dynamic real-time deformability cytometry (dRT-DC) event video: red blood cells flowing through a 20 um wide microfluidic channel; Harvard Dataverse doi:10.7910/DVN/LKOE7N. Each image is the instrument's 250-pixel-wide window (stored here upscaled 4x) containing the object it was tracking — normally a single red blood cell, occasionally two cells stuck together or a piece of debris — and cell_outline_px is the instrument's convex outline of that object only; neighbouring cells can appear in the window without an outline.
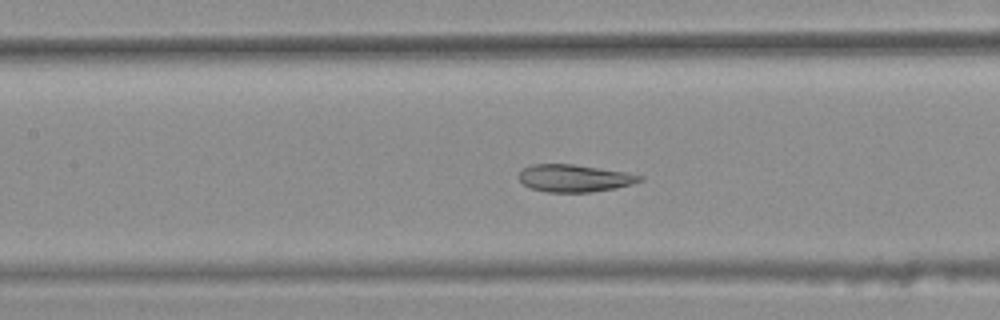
{"species": "common noctule bat (a hibernating species)", "species_latin": "Nyctalus noctula", "temperature_condition": "warm", "stored_images_in_passage": 30, "camera_frame_rate_fps": 3000, "um_per_image_px": 0.085, "animal": {"sex": "female", "body_mass_g": 25.1}, "frame": {"image": 1, "passage_image": 9, "time_ms": 2.667, "image_size_px": [1000, 320], "cell_outline_px": [[644, 180], [632, 184], [616, 188], [592, 192], [548, 192], [532, 188], [524, 184], [520, 180], [520, 172], [524, 168], [532, 164], [572, 164], [624, 172], [644, 176]], "centroid_in_image_um": [48.86, 15.15], "position_along_channel_um": 158.5, "area_um2": 19.07}}
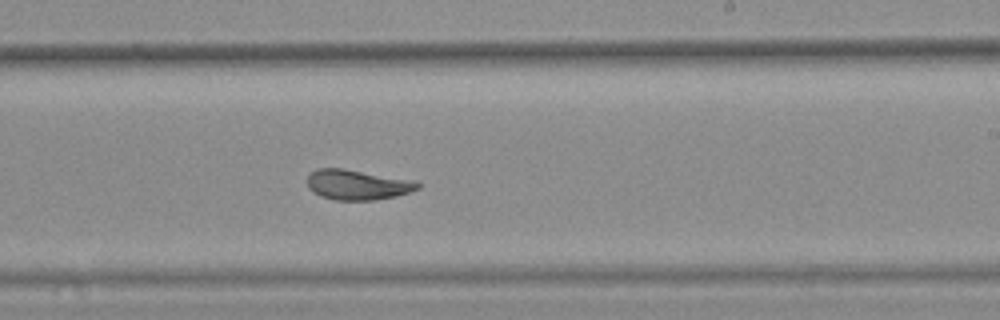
{"frame": {"image": 2, "passage_image": 17, "time_ms": 5.333, "image_size_px": [1000, 320], "cell_outline_px": [[420, 188], [396, 196], [376, 200], [336, 200], [320, 196], [312, 192], [308, 188], [308, 176], [316, 168], [344, 168], [416, 180], [420, 184]], "centroid_in_image_um": [30.39, 15.7], "position_along_channel_um": 258.6, "area_um2": 19.59}}
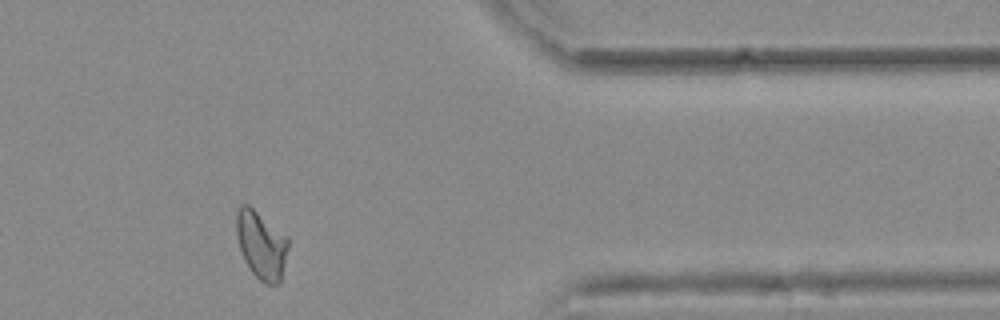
{"frame": {"image": 3, "passage_image": 29, "time_ms": 9.333, "image_size_px": [1000, 320], "cell_outline_px": [[288, 248], [280, 280], [276, 284], [264, 284], [252, 272], [244, 260], [240, 248], [236, 232], [236, 212], [240, 204], [248, 204], [288, 236]], "centroid_in_image_um": [22.2, 20.78], "position_along_channel_um": 389.2, "area_um2": 20.4}, "authors_computed_cell_mechanics": {"area_um2": 19.8832, "velocity_mm_per_s": 3.7591, "shape_relaxation_time_tau1_ms": null, "shape_relaxation_time_tau2_ms": 1.419, "deformation_change_tau1": null, "deformation_change_tau2": 0.0725}}